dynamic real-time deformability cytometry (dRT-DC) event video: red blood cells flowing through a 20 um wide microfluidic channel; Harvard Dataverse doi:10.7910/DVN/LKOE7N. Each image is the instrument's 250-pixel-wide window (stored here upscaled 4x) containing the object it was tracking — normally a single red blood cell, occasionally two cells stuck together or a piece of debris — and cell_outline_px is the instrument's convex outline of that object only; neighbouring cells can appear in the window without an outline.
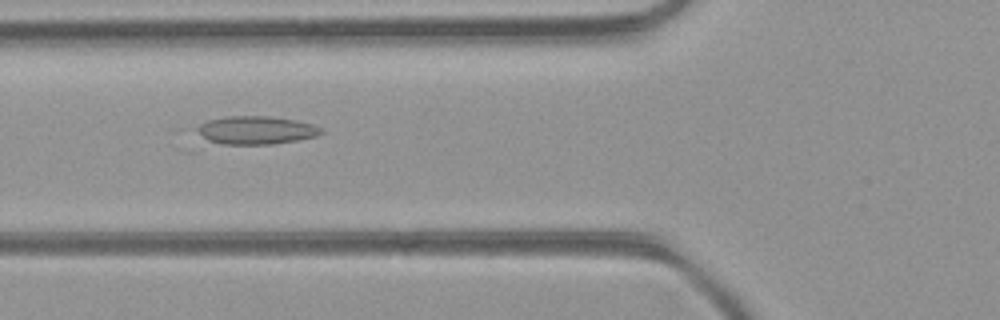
{"species": "common noctule bat (a hibernating species)", "species_latin": "Nyctalus noctula", "temperature_condition": "room temperature", "stored_images_in_passage": 6, "camera_frame_rate_fps": 3000, "um_per_image_px": 0.085, "animal": {"sex": "female", "body_mass_g": 21.9}, "frame": {"image": 1, "passage_image": 6, "time_ms": 1.667, "image_size_px": [1000, 320], "cell_outline_px": [[324, 132], [316, 136], [296, 140], [272, 144], [220, 144], [208, 140], [192, 128], [208, 120], [228, 116], [272, 116], [296, 120], [312, 124], [324, 128]], "centroid_in_image_um": [21.76, 11.06], "position_along_channel_um": 104.0, "area_um2": 20.46}}